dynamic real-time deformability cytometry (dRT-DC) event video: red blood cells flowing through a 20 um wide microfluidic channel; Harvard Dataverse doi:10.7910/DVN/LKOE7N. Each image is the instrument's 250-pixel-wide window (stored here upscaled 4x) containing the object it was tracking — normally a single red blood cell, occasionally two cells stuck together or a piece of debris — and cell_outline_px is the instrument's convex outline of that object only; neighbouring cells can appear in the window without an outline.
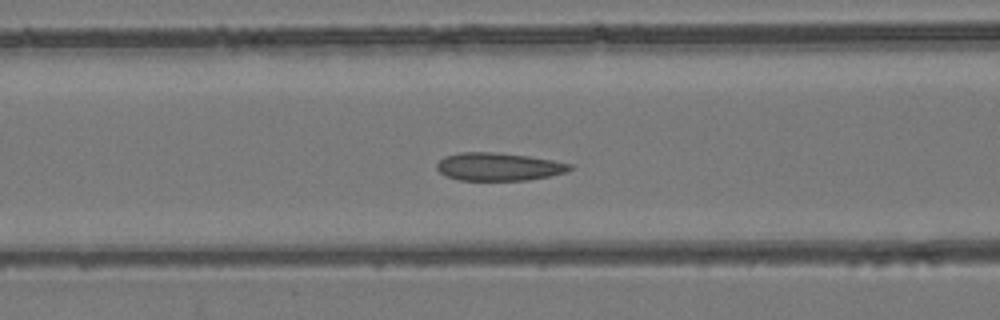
{"species": "common noctule bat (a hibernating species)", "species_latin": "Nyctalus noctula", "temperature_condition": "room temperature", "stored_images_in_passage": 55, "camera_frame_rate_fps": 3000, "um_per_image_px": 0.085, "animal": {"sex": "female", "body_mass_g": 24.6, "forearm_length_mm": 56.2}, "frame": {"image": 1, "passage_image": 23, "time_ms": 7.333, "image_size_px": [1000, 320], "cell_outline_px": [[572, 168], [564, 172], [548, 176], [524, 180], [460, 180], [448, 176], [440, 172], [436, 168], [436, 164], [444, 156], [460, 152], [492, 152], [528, 156], [552, 160], [572, 164]], "centroid_in_image_um": [42.35, 14.16], "position_along_channel_um": 124.3, "area_um2": 21.39}}
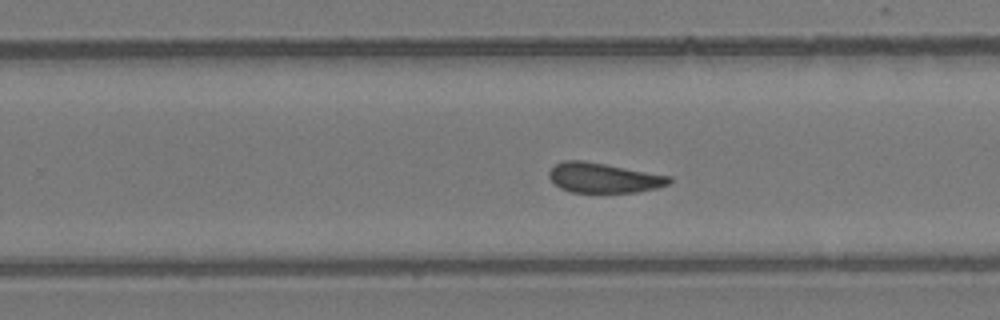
{"frame": {"image": 2, "passage_image": 35, "time_ms": 11.333, "image_size_px": [1000, 320], "cell_outline_px": [[672, 180], [668, 184], [656, 188], [636, 192], [572, 192], [560, 188], [548, 176], [548, 172], [556, 164], [564, 160], [584, 160], [672, 176]], "centroid_in_image_um": [51.31, 15.11], "position_along_channel_um": 278.5, "area_um2": 20.87}}
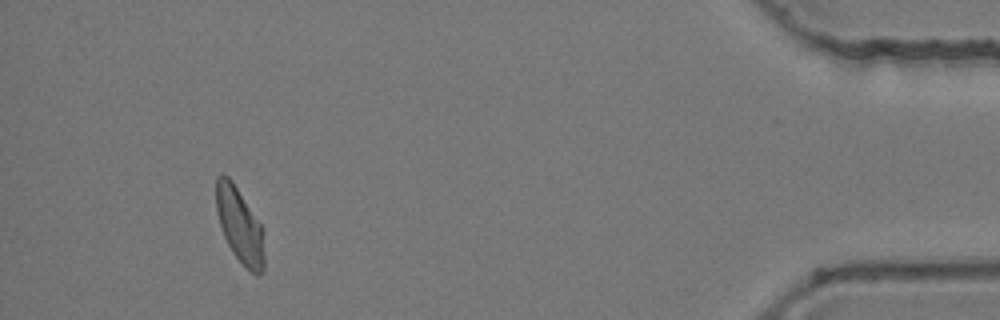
{"frame": {"image": 3, "passage_image": 51, "time_ms": 16.667, "image_size_px": [1000, 320], "cell_outline_px": [[264, 272], [260, 276], [256, 276], [232, 252], [224, 236], [216, 212], [216, 176], [228, 176], [232, 180], [264, 228]], "centroid_in_image_um": [20.41, 19.17], "position_along_channel_um": 414.8, "area_um2": 21.15}, "authors_computed_cell_mechanics": {"area_um2": 22.0796, "velocity_mm_per_s": 3.8634, "shape_relaxation_time_tau1_ms": null, "shape_relaxation_time_tau2_ms": 2.2232, "deformation_change_tau1": null, "deformation_change_tau2": 0.0649}}